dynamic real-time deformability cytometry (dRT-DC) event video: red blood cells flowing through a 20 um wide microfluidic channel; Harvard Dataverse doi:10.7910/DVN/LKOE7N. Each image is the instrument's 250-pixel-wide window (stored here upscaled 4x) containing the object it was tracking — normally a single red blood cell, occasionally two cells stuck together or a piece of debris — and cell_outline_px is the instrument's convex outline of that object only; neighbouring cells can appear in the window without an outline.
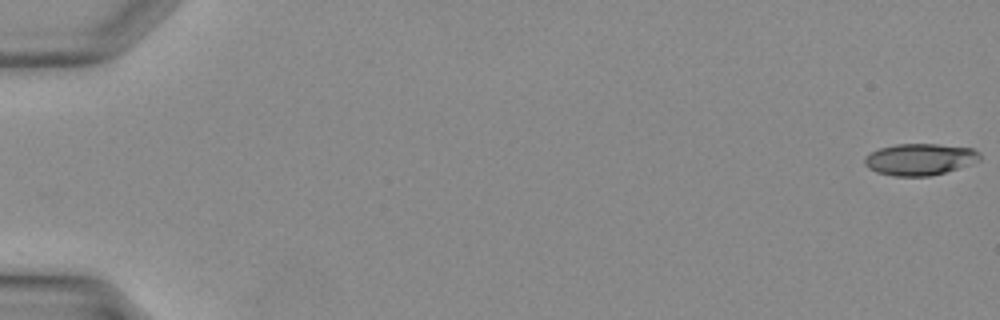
{"species": "Egyptian fruit bat (a non-hibernating species)", "species_latin": "Rousettus aegyptiacus", "temperature_condition": "warm", "stored_images_in_passage": 39, "camera_frame_rate_fps": 3000, "um_per_image_px": 0.085, "animal": {"sex": "female"}, "frame": {"image": 1, "passage_image": 1, "time_ms": 0.0, "image_size_px": [1000, 320], "cell_outline_px": [[980, 160], [972, 164], [932, 176], [892, 176], [876, 172], [868, 168], [864, 164], [864, 156], [880, 148], [896, 144], [936, 144], [972, 148], [980, 152]], "centroid_in_image_um": [78.18, 13.55], "position_along_channel_um": 6.8, "area_um2": 21.39}}
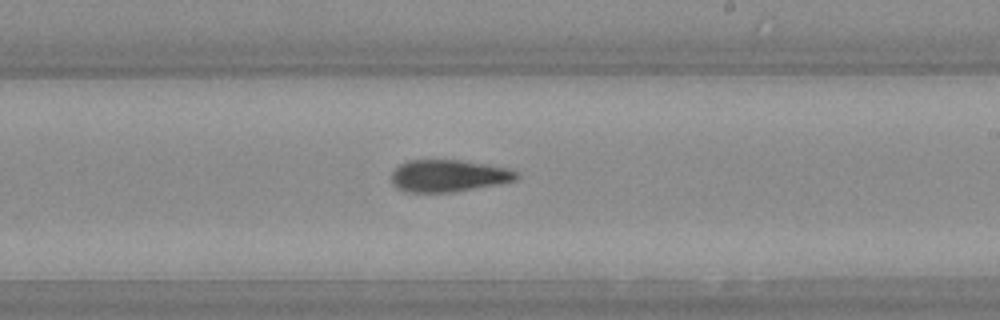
{"frame": {"image": 2, "passage_image": 24, "time_ms": 7.667, "image_size_px": [1000, 320], "cell_outline_px": [[520, 176], [516, 180], [496, 184], [452, 192], [404, 192], [396, 188], [392, 184], [392, 172], [400, 164], [408, 160], [456, 160], [484, 164], [504, 168], [516, 172]], "centroid_in_image_um": [38.05, 14.95], "position_along_channel_um": 251.0, "area_um2": 23.06}}
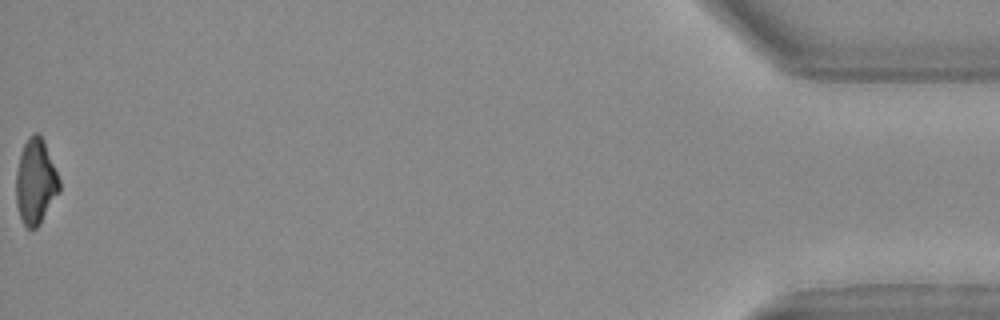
{"frame": {"image": 3, "passage_image": 39, "time_ms": 12.667, "image_size_px": [1000, 320], "cell_outline_px": [[60, 192], [40, 224], [36, 228], [28, 228], [24, 224], [20, 216], [16, 204], [16, 172], [20, 152], [28, 136], [32, 132], [36, 132], [44, 140], [60, 180]], "centroid_in_image_um": [3.03, 15.43], "position_along_channel_um": 432.2, "area_um2": 21.68}}